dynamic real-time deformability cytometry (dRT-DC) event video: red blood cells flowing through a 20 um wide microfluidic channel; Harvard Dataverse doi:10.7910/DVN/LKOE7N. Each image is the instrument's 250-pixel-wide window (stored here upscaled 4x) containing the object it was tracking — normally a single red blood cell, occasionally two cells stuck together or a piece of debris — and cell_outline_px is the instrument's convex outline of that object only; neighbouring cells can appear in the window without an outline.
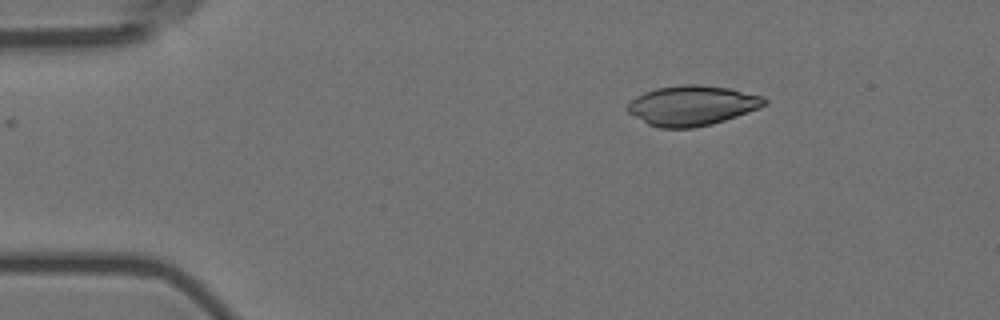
{"species": "Egyptian fruit bat (a non-hibernating species)", "species_latin": "Rousettus aegyptiacus", "temperature_condition": "room temperature", "stored_images_in_passage": 42, "camera_frame_rate_fps": 3000, "um_per_image_px": 0.085, "animal": {"sex": "female"}, "frame": {"image": 1, "passage_image": 1, "time_ms": 0.0, "image_size_px": [1000, 320], "cell_outline_px": [[768, 104], [760, 108], [712, 124], [692, 128], [660, 128], [648, 124], [628, 112], [628, 104], [636, 96], [644, 92], [656, 88], [684, 84], [700, 84], [728, 88], [764, 96], [768, 100]], "centroid_in_image_um": [58.86, 8.96], "position_along_channel_um": 26.1, "area_um2": 31.85}}
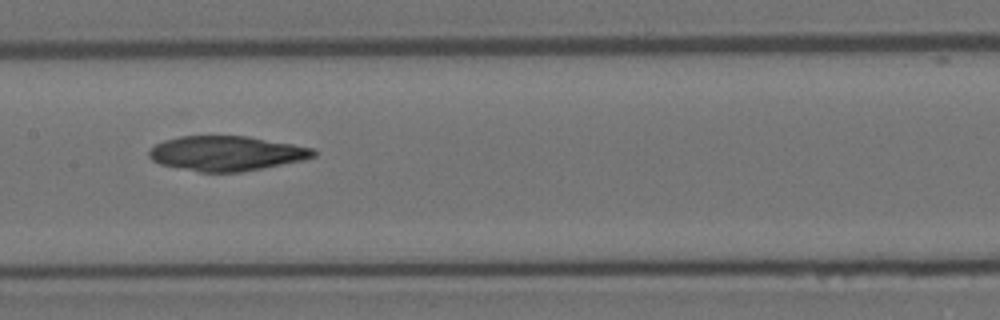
{"frame": {"image": 2, "passage_image": 20, "time_ms": 6.333, "image_size_px": [1000, 320], "cell_outline_px": [[316, 156], [304, 160], [240, 172], [200, 172], [160, 164], [152, 160], [148, 156], [148, 152], [156, 144], [164, 140], [180, 136], [248, 136], [292, 144], [312, 148], [316, 152]], "centroid_in_image_um": [19.24, 13.03], "position_along_channel_um": 188.2, "area_um2": 33.18}}
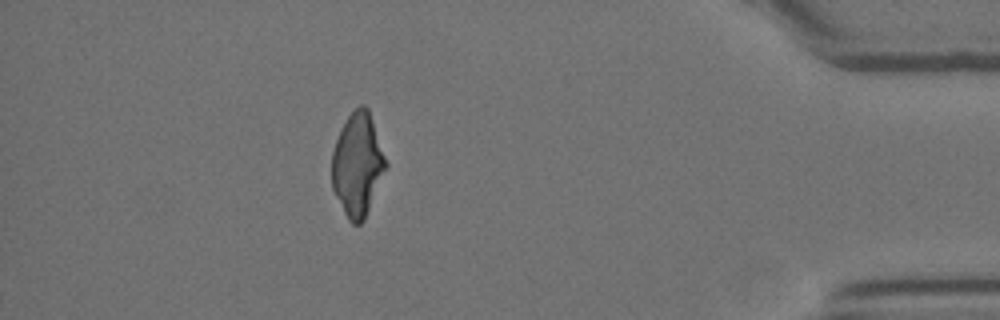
{"frame": {"image": 3, "passage_image": 42, "time_ms": 13.667, "image_size_px": [1000, 320], "cell_outline_px": [[388, 164], [364, 220], [360, 224], [352, 224], [348, 220], [332, 188], [332, 152], [340, 128], [348, 116], [360, 104], [364, 104], [368, 108]], "centroid_in_image_um": [30.39, 13.98], "position_along_channel_um": 404.8, "area_um2": 32.25}}